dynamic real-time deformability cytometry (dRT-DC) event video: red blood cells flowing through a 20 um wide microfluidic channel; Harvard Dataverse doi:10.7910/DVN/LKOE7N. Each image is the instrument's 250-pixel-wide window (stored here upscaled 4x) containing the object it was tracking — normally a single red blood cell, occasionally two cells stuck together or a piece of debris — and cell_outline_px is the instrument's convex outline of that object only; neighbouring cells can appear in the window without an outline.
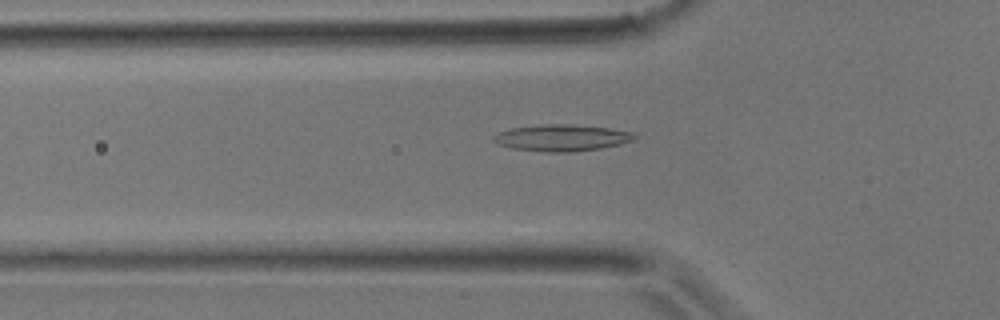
{"species": "common noctule bat (a hibernating species)", "species_latin": "Nyctalus noctula", "temperature_condition": "room temperature", "stored_images_in_passage": 27, "camera_frame_rate_fps": 3000, "um_per_image_px": 0.085, "animal": {"sex": "male", "body_mass_g": 17.9}, "frame": {"image": 1, "passage_image": 10, "time_ms": 3.0, "image_size_px": [1000, 320], "cell_outline_px": [[636, 136], [632, 140], [620, 144], [600, 148], [572, 152], [548, 152], [512, 148], [500, 144], [492, 140], [492, 136], [500, 132], [512, 128], [540, 124], [568, 124], [612, 128], [632, 132]], "centroid_in_image_um": [47.75, 11.7], "position_along_channel_um": 78.1, "area_um2": 21.68}}
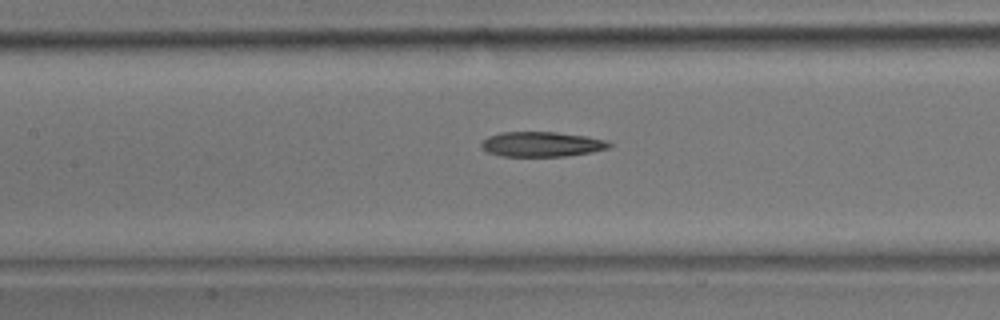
{"frame": {"image": 2, "passage_image": 15, "time_ms": 4.667, "image_size_px": [1000, 320], "cell_outline_px": [[612, 144], [608, 148], [592, 152], [564, 156], [500, 156], [488, 152], [480, 144], [488, 136], [500, 132], [556, 132], [584, 136], [604, 140]], "centroid_in_image_um": [46.02, 12.26], "position_along_channel_um": 161.4, "area_um2": 18.38}}
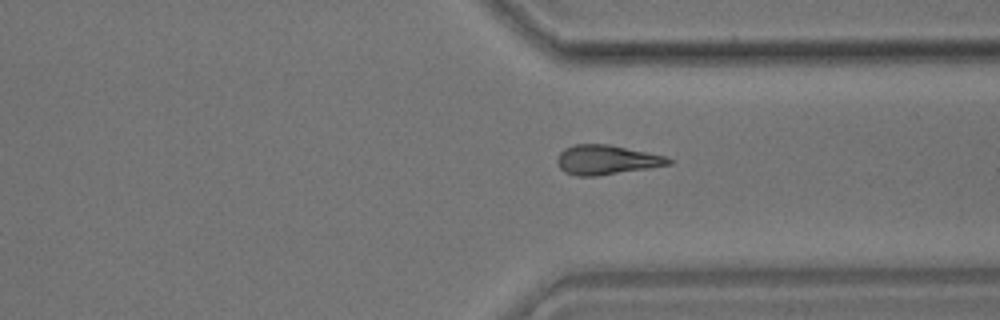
{"frame": {"image": 3, "passage_image": 27, "time_ms": 8.667, "image_size_px": [1000, 320], "cell_outline_px": [[672, 164], [648, 168], [596, 176], [576, 176], [564, 172], [560, 168], [556, 160], [560, 152], [564, 148], [572, 144], [608, 144], [664, 156], [672, 160]], "centroid_in_image_um": [51.49, 13.58], "position_along_channel_um": 359.9, "area_um2": 19.02}}